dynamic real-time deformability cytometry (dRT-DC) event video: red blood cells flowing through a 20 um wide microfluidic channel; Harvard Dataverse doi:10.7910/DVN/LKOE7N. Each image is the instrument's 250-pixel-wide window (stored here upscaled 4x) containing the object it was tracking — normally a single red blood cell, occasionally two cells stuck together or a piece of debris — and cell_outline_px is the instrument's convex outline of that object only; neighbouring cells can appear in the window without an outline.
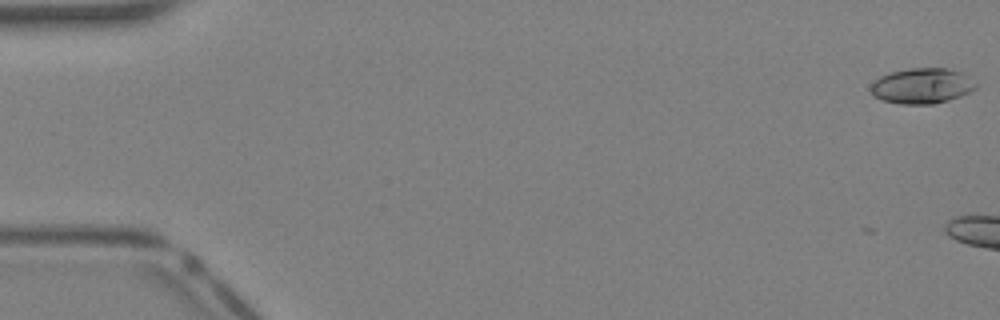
{"species": "Egyptian fruit bat (a non-hibernating species)", "species_latin": "Rousettus aegyptiacus", "temperature_condition": "warm", "stored_images_in_passage": 3, "camera_frame_rate_fps": 3000, "um_per_image_px": 0.085, "animal": {"sex": "female"}, "frame": {"image": 1, "passage_image": 1, "time_ms": 0.0, "image_size_px": [1000, 320], "cell_outline_px": [[976, 88], [960, 96], [948, 100], [932, 104], [900, 104], [880, 100], [872, 96], [872, 84], [880, 76], [892, 72], [908, 68], [948, 68], [960, 72], [976, 84]], "centroid_in_image_um": [78.33, 7.31], "position_along_channel_um": 6.7, "area_um2": 21.5}}